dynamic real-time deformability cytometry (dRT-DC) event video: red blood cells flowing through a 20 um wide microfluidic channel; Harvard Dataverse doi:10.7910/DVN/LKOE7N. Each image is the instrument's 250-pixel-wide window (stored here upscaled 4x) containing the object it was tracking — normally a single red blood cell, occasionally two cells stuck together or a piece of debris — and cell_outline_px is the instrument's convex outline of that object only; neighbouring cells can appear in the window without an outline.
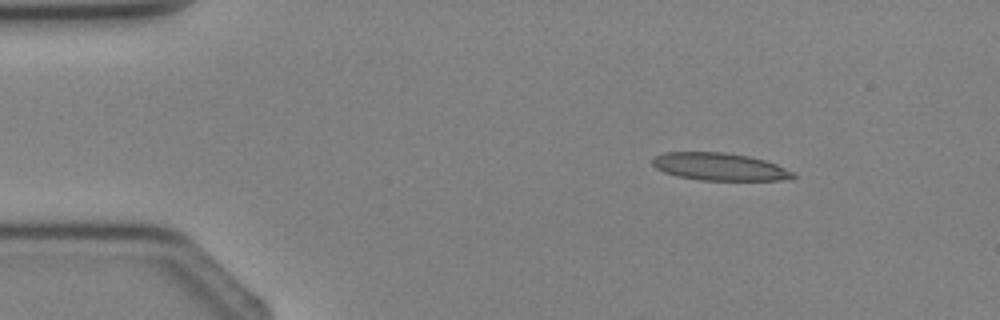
{"species": "Egyptian fruit bat (a non-hibernating species)", "species_latin": "Rousettus aegyptiacus", "temperature_condition": "cold", "stored_images_in_passage": 2, "camera_frame_rate_fps": 3000, "um_per_image_px": 0.085, "animal": {"sex": "female"}, "frame": {"image": 1, "passage_image": 1, "time_ms": 0.0, "image_size_px": [1000, 320], "cell_outline_px": [[796, 176], [780, 180], [700, 180], [680, 176], [664, 172], [656, 168], [652, 164], [652, 160], [656, 156], [664, 152], [724, 152], [748, 156], [764, 160], [776, 164], [796, 172]], "centroid_in_image_um": [61.17, 14.16], "position_along_channel_um": 23.8, "area_um2": 22.43}}